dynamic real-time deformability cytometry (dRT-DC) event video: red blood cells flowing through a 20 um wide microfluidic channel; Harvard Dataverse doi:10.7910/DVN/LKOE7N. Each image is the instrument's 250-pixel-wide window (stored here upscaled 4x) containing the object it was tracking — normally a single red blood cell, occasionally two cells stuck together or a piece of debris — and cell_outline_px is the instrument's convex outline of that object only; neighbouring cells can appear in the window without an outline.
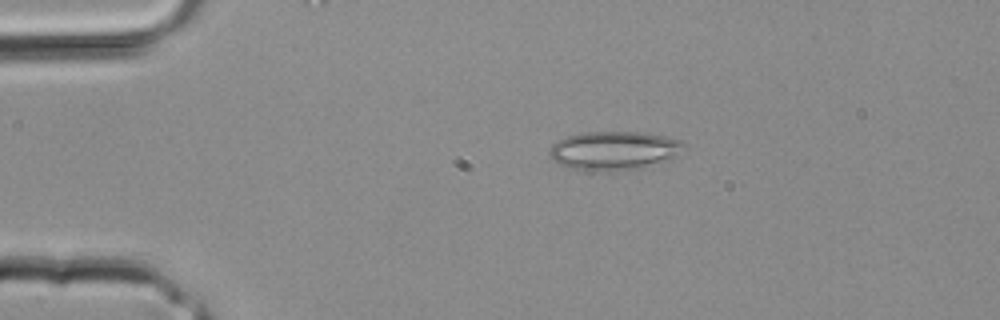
{"species": "common noctule bat (a hibernating species)", "species_latin": "Nyctalus noctula", "temperature_condition": "room temperature", "stored_images_in_passage": 2, "camera_frame_rate_fps": 3000, "um_per_image_px": 0.085, "animal": {"sex": "male", "body_mass_g": 20.4}, "frame": {"image": 1, "passage_image": 1, "time_ms": 0.0, "image_size_px": [1000, 320], "cell_outline_px": [[688, 148], [672, 160], [640, 168], [612, 172], [600, 172], [568, 168], [552, 160], [548, 152], [552, 144], [564, 136], [580, 132], [640, 132], [664, 136], [680, 140], [688, 144]], "centroid_in_image_um": [52.23, 12.81], "position_along_channel_um": 32.8, "area_um2": 31.27}}